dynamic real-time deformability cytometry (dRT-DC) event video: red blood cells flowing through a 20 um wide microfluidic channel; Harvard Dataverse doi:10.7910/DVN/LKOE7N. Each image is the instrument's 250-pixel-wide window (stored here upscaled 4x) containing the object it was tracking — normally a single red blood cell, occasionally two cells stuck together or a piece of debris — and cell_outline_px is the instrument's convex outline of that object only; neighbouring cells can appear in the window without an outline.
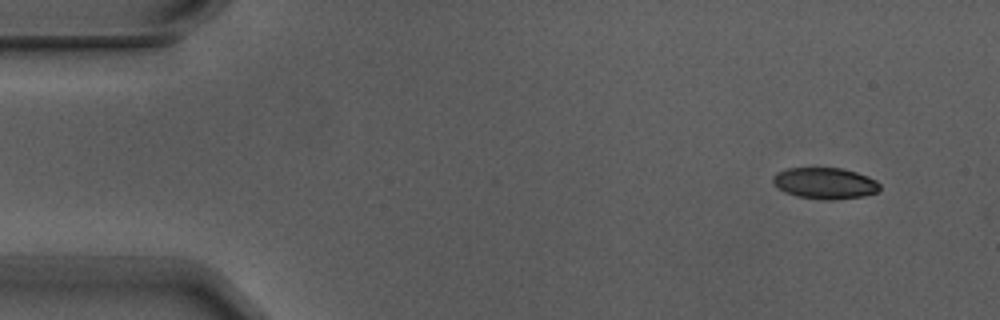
{"species": "Egyptian fruit bat (a non-hibernating species)", "species_latin": "Rousettus aegyptiacus", "temperature_condition": "warm", "stored_images_in_passage": 6, "camera_frame_rate_fps": 3000, "um_per_image_px": 0.085, "animal": {"sex": "male"}, "frame": {"image": 1, "passage_image": 1, "time_ms": 0.0, "image_size_px": [1000, 320], "cell_outline_px": [[880, 188], [876, 192], [864, 196], [832, 200], [828, 200], [796, 196], [784, 192], [772, 180], [772, 176], [776, 172], [788, 168], [840, 168], [856, 172], [868, 176], [876, 180], [880, 184]], "centroid_in_image_um": [70.13, 15.57], "position_along_channel_um": 14.9, "area_um2": 19.42}}
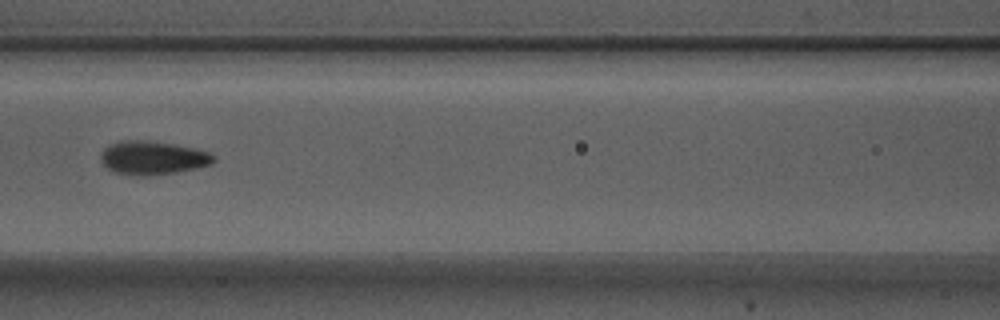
{"frame": {"image": 2, "passage_image": 6, "time_ms": 1.667, "image_size_px": [1000, 320], "cell_outline_px": [[216, 160], [212, 164], [196, 168], [176, 172], [144, 176], [140, 176], [116, 172], [108, 168], [100, 160], [100, 152], [108, 144], [120, 140], [140, 140], [172, 144], [196, 148], [208, 152], [216, 156]], "centroid_in_image_um": [12.97, 13.4], "position_along_channel_um": 153.6, "area_um2": 22.08}}